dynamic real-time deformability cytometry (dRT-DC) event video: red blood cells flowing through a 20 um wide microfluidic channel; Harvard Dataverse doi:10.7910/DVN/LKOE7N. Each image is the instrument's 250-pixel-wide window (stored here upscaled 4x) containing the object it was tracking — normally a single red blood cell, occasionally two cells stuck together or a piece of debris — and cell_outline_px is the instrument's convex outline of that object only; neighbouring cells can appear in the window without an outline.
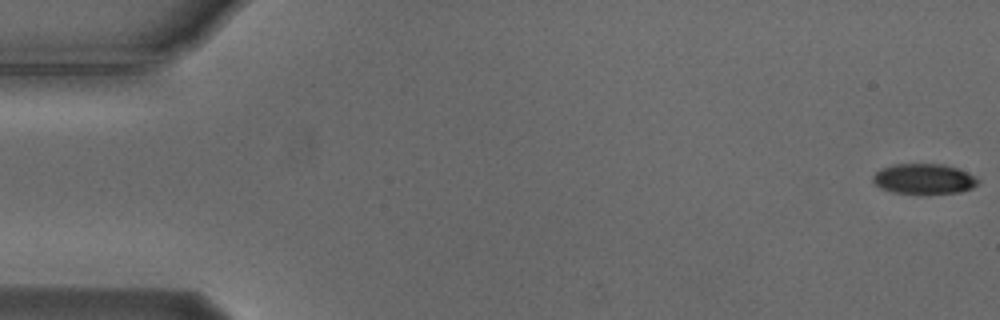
{"species": "Egyptian fruit bat (a non-hibernating species)", "species_latin": "Rousettus aegyptiacus", "temperature_condition": "cold", "stored_images_in_passage": 55, "camera_frame_rate_fps": 3000, "um_per_image_px": 0.085, "animal": {"sex": "male"}, "frame": {"image": 1, "passage_image": 1, "time_ms": 0.0, "image_size_px": [1000, 320], "cell_outline_px": [[980, 184], [972, 188], [960, 192], [928, 196], [892, 192], [880, 188], [872, 180], [872, 176], [880, 168], [892, 164], [944, 164], [956, 168], [976, 176], [980, 180]], "centroid_in_image_um": [78.55, 15.24], "position_along_channel_um": 6.5, "area_um2": 19.31}}
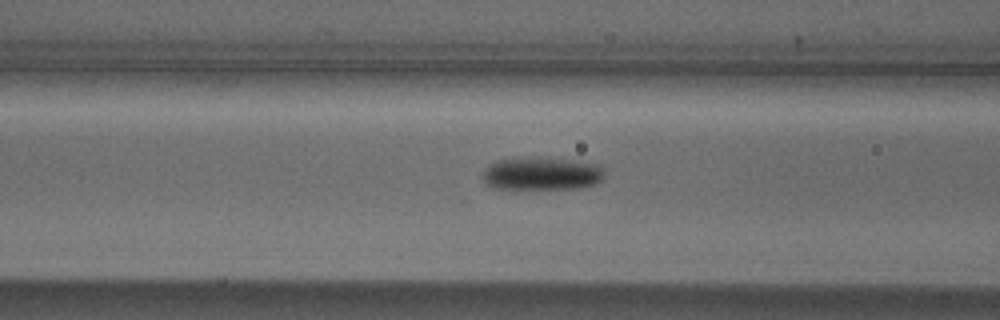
{"frame": {"image": 2, "passage_image": 22, "time_ms": 7.0, "image_size_px": [1000, 320], "cell_outline_px": [[604, 180], [596, 184], [580, 188], [496, 188], [488, 184], [484, 180], [484, 172], [492, 164], [500, 160], [532, 156], [540, 156], [572, 160], [600, 164], [604, 172]], "centroid_in_image_um": [46.15, 14.74], "position_along_channel_um": 120.4, "area_um2": 23.35}}
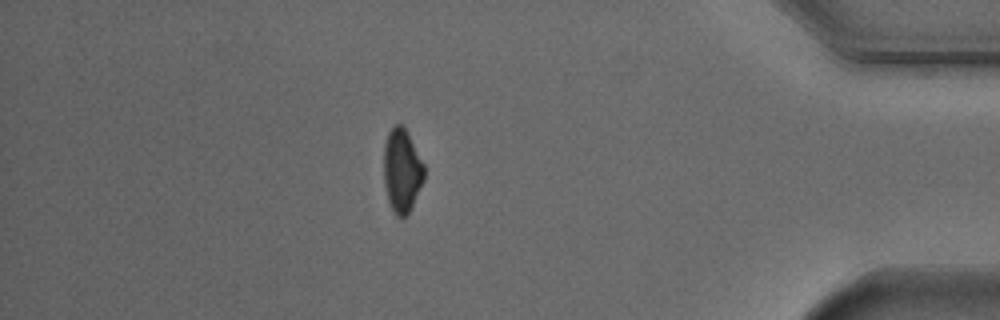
{"frame": {"image": 3, "passage_image": 48, "time_ms": 15.667, "image_size_px": [1000, 320], "cell_outline_px": [[424, 180], [408, 212], [404, 216], [396, 216], [388, 200], [384, 184], [384, 144], [388, 132], [396, 124], [400, 124], [408, 132], [424, 164]], "centroid_in_image_um": [34.16, 14.46], "position_along_channel_um": 401.0, "area_um2": 19.42}, "authors_computed_cell_mechanics": {"area_um2": 20.8658, "velocity_mm_per_s": 3.7387, "shape_relaxation_time_tau1_ms": 2.1104, "shape_relaxation_time_tau2_ms": null, "deformation_change_tau1": 0.0948, "deformation_change_tau2": null}}